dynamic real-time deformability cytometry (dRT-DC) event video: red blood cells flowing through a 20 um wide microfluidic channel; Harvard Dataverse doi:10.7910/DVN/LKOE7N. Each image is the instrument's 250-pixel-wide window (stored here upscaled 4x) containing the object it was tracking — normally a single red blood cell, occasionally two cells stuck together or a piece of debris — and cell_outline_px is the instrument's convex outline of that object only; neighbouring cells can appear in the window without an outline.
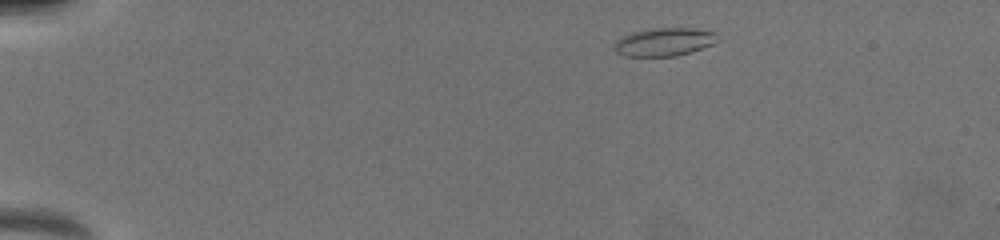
{"species": "common noctule bat (a hibernating species)", "species_latin": "Nyctalus noctula", "temperature_condition": "warm", "stored_images_in_passage": 39, "camera_frame_rate_fps": 3000, "um_per_image_px": 0.085, "animal": {"sex": "female", "body_mass_g": 19.5, "forearm_length_mm": 54.1}, "frame": {"image": 1, "passage_image": 1, "time_ms": 0.0, "image_size_px": [1000, 240], "cell_outline_px": [[720, 40], [712, 44], [676, 56], [624, 56], [616, 52], [612, 48], [616, 40], [632, 32], [652, 28], [692, 28], [716, 32]], "centroid_in_image_um": [56.44, 3.56], "position_along_channel_um": 28.6, "area_um2": 16.94}}
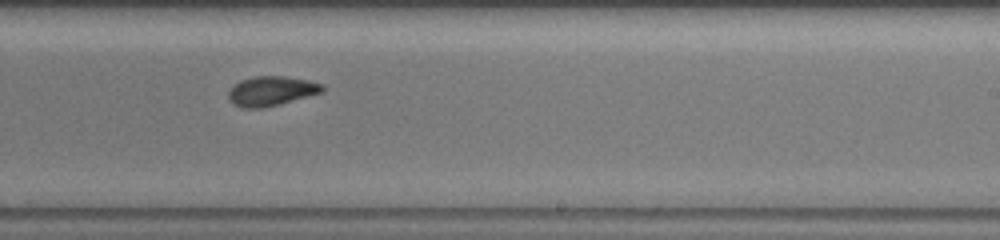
{"frame": {"image": 2, "passage_image": 24, "time_ms": 8.333, "image_size_px": [1000, 240], "cell_outline_px": [[324, 92], [280, 104], [260, 108], [244, 108], [232, 104], [228, 100], [228, 92], [240, 80], [256, 76], [284, 76], [308, 80], [324, 84]], "centroid_in_image_um": [23.08, 7.74], "position_along_channel_um": 265.9, "area_um2": 16.24}}
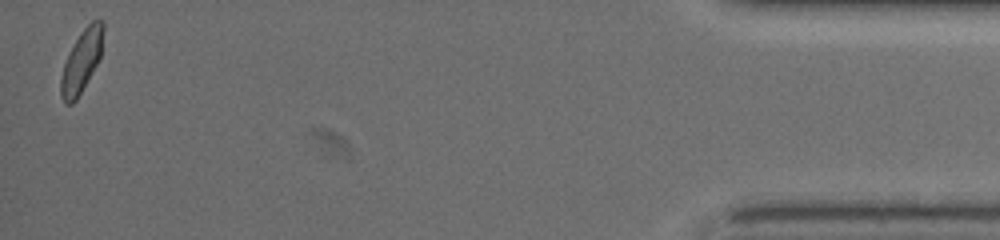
{"frame": {"image": 3, "passage_image": 39, "time_ms": 14.333, "image_size_px": [1000, 240], "cell_outline_px": [[104, 28], [100, 56], [92, 72], [76, 100], [72, 104], [64, 104], [60, 96], [60, 80], [64, 64], [80, 32], [92, 20], [104, 20]], "centroid_in_image_um": [6.92, 5.2], "position_along_channel_um": 428.3, "area_um2": 15.09}, "authors_computed_cell_mechanics": {"area_um2": 16.184, "velocity_mm_per_s": 3.994, "shape_relaxation_time_tau1_ms": 2.3739, "shape_relaxation_time_tau2_ms": 3.6302, "deformation_change_tau1": 0.1086, "deformation_change_tau2": 0.075}}